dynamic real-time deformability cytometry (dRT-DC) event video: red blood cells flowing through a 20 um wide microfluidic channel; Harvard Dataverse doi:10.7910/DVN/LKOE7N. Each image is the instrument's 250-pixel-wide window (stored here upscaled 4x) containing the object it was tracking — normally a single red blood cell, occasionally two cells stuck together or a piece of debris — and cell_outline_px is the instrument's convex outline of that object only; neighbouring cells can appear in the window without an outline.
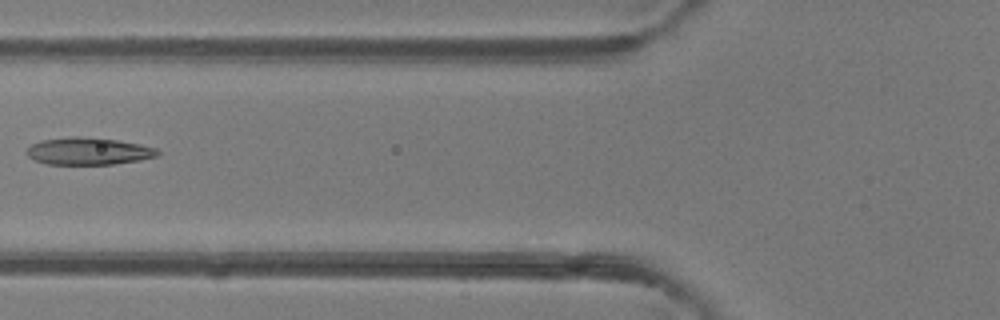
{"species": "common noctule bat (a hibernating species)", "species_latin": "Nyctalus noctula", "temperature_condition": "room temperature", "stored_images_in_passage": 7, "camera_frame_rate_fps": 3000, "um_per_image_px": 0.085, "animal": {"sex": "female"}, "frame": {"image": 1, "passage_image": 6, "time_ms": 6.0, "image_size_px": [1000, 320], "cell_outline_px": [[160, 152], [156, 156], [140, 160], [112, 164], [48, 164], [36, 160], [28, 156], [24, 152], [32, 144], [44, 140], [72, 136], [80, 136], [116, 140], [140, 144], [156, 148]], "centroid_in_image_um": [7.52, 12.85], "position_along_channel_um": 118.3, "area_um2": 20.58}}
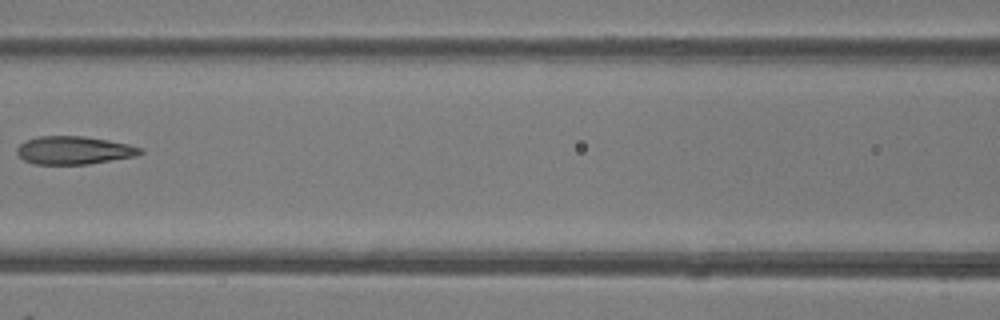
{"frame": {"image": 2, "passage_image": 7, "time_ms": 7.0, "image_size_px": [1000, 320], "cell_outline_px": [[144, 152], [136, 156], [88, 164], [36, 164], [24, 160], [16, 152], [16, 148], [24, 140], [40, 136], [84, 136], [108, 140], [128, 144], [144, 148]], "centroid_in_image_um": [6.3, 12.77], "position_along_channel_um": 160.3, "area_um2": 20.23}}